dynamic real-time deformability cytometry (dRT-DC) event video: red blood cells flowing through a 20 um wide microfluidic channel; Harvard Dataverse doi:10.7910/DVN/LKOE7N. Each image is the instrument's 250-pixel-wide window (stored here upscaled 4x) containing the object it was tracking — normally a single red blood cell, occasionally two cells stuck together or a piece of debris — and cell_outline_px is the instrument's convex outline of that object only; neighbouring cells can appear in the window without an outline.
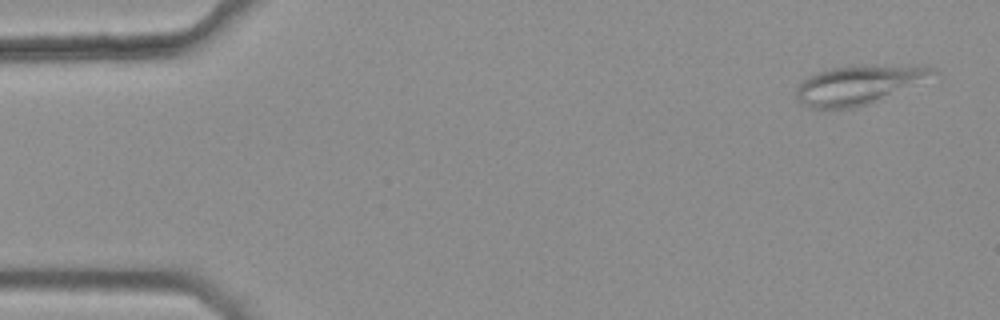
{"species": "common noctule bat (a hibernating species)", "species_latin": "Nyctalus noctula", "temperature_condition": "warm", "stored_images_in_passage": 47, "camera_frame_rate_fps": 3000, "um_per_image_px": 0.085, "animal": {"sex": "female", "body_mass_g": 25.1}, "frame": {"image": 1, "passage_image": 2, "time_ms": 0.333, "image_size_px": [1000, 320], "cell_outline_px": [[940, 72], [872, 104], [852, 108], [816, 108], [804, 104], [796, 100], [796, 88], [808, 76], [816, 72], [832, 68], [852, 64], [872, 64], [936, 68]], "centroid_in_image_um": [72.94, 7.19], "position_along_channel_um": 12.1, "area_um2": 30.92}}
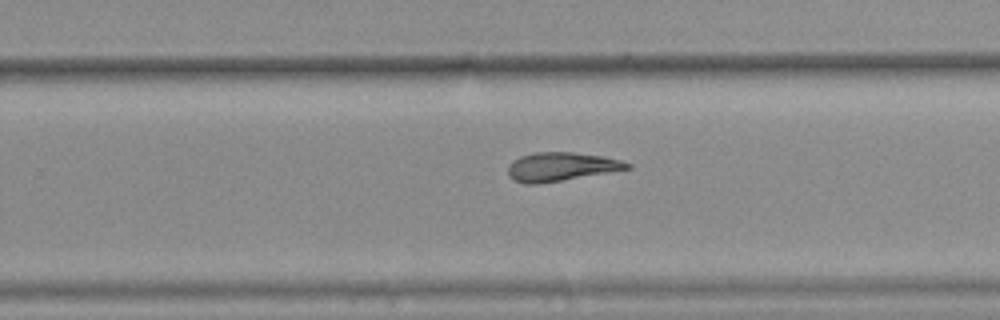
{"frame": {"image": 2, "passage_image": 33, "time_ms": 10.667, "image_size_px": [1000, 320], "cell_outline_px": [[632, 168], [536, 184], [524, 184], [508, 176], [508, 164], [512, 160], [520, 156], [536, 152], [572, 152], [604, 156], [620, 160], [632, 164]], "centroid_in_image_um": [47.66, 14.15], "position_along_channel_um": 282.1, "area_um2": 19.77}}
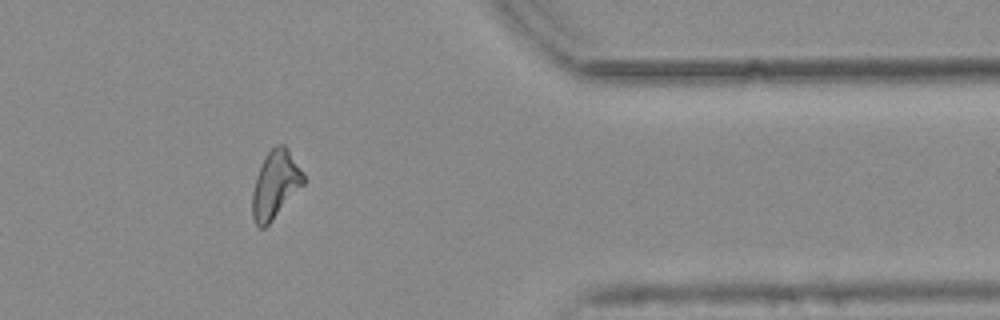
{"frame": {"image": 3, "passage_image": 43, "time_ms": 14.0, "image_size_px": [1000, 320], "cell_outline_px": [[304, 184], [272, 220], [264, 228], [260, 228], [256, 224], [252, 216], [252, 192], [256, 176], [264, 156], [276, 144], [284, 144], [288, 148], [304, 172]], "centroid_in_image_um": [23.4, 15.66], "position_along_channel_um": 388.0, "area_um2": 20.17}, "authors_computed_cell_mechanics": {"area_um2": 20.2878, "velocity_mm_per_s": 3.765, "shape_relaxation_time_tau1_ms": null, "shape_relaxation_time_tau2_ms": 8.4898, "deformation_change_tau1": null, "deformation_change_tau2": 0.1778}}